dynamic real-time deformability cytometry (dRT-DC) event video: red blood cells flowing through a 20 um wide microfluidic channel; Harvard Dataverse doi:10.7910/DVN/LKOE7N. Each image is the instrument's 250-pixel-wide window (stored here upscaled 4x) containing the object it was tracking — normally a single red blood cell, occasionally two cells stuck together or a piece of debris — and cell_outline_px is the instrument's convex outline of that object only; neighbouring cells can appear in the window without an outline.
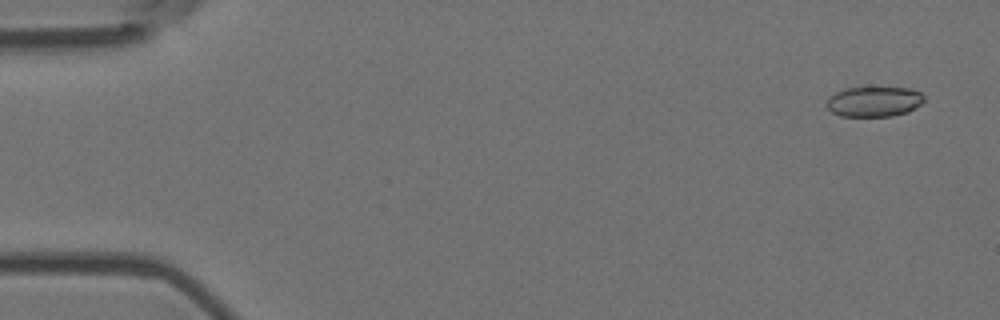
{"species": "Egyptian fruit bat (a non-hibernating species)", "species_latin": "Rousettus aegyptiacus", "temperature_condition": "room temperature", "stored_images_in_passage": 5, "camera_frame_rate_fps": 3000, "um_per_image_px": 0.085, "animal": {"sex": "female"}, "frame": {"image": 1, "passage_image": 1, "time_ms": 0.0, "image_size_px": [1000, 320], "cell_outline_px": [[924, 100], [920, 104], [908, 112], [892, 116], [840, 116], [832, 112], [824, 104], [828, 96], [844, 88], [908, 88], [920, 92], [924, 96]], "centroid_in_image_um": [74.25, 8.64], "position_along_channel_um": 10.8, "area_um2": 17.17}}
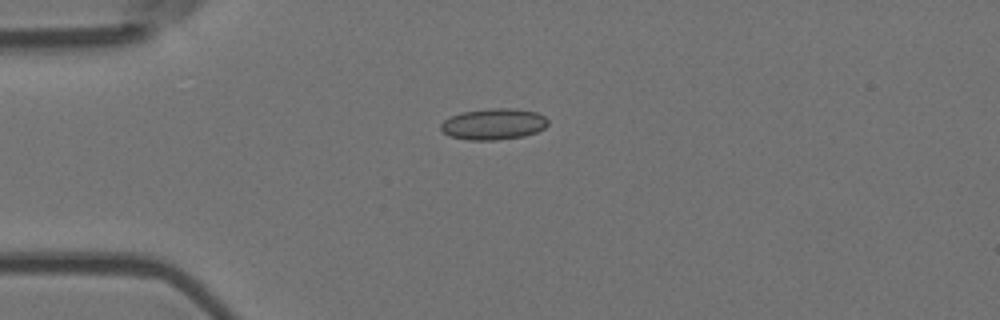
{"frame": {"image": 2, "passage_image": 4, "time_ms": 1.0, "image_size_px": [1000, 320], "cell_outline_px": [[548, 124], [544, 128], [536, 132], [524, 136], [496, 140], [468, 140], [448, 136], [440, 128], [440, 124], [444, 120], [452, 116], [464, 112], [488, 108], [512, 108], [536, 112], [544, 116], [548, 120]], "centroid_in_image_um": [41.95, 10.55], "position_along_channel_um": 43.0, "area_um2": 19.48}}